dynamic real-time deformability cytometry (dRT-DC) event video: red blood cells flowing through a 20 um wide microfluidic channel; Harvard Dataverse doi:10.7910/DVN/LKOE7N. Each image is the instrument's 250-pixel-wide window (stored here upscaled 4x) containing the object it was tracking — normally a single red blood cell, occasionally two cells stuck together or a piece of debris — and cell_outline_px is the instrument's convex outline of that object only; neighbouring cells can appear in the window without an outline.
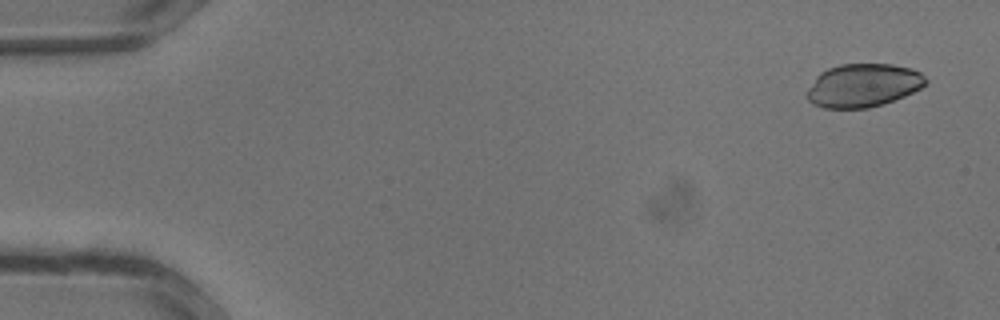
{"species": "common noctule bat (a hibernating species)", "species_latin": "Nyctalus noctula", "temperature_condition": "warm", "stored_images_in_passage": 34, "camera_frame_rate_fps": 3000, "um_per_image_px": 0.085, "animal": {"sex": "male", "body_mass_g": 13.3}, "frame": {"image": 1, "passage_image": 2, "time_ms": 0.333, "image_size_px": [1000, 320], "cell_outline_px": [[928, 80], [920, 88], [904, 96], [884, 104], [868, 108], [824, 108], [812, 104], [804, 96], [804, 92], [816, 76], [820, 72], [828, 68], [840, 64], [892, 64], [908, 68], [920, 72]], "centroid_in_image_um": [73.3, 7.27], "position_along_channel_um": 11.7, "area_um2": 30.17}}
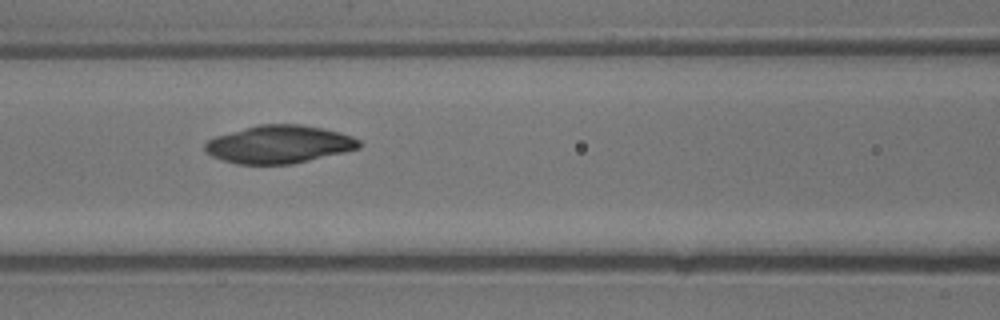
{"frame": {"image": 2, "passage_image": 15, "time_ms": 4.667, "image_size_px": [1000, 320], "cell_outline_px": [[360, 148], [344, 152], [292, 164], [236, 164], [212, 156], [204, 152], [204, 144], [208, 140], [216, 136], [260, 124], [300, 124], [340, 132], [352, 136], [360, 140]], "centroid_in_image_um": [23.71, 12.27], "position_along_channel_um": 142.9, "area_um2": 33.87}}
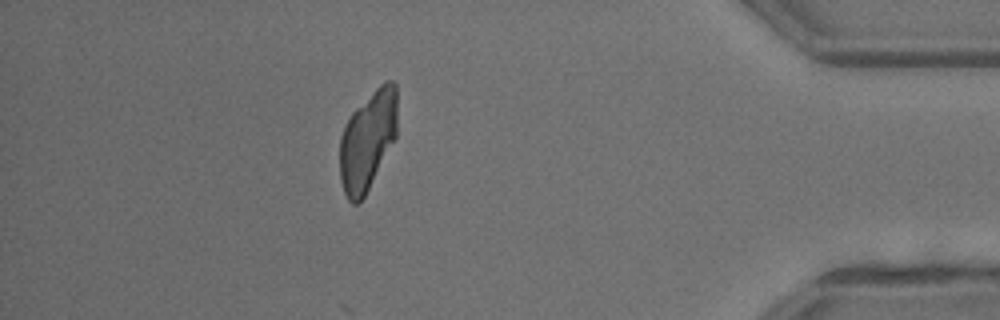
{"frame": {"image": 3, "passage_image": 30, "time_ms": 9.667, "image_size_px": [1000, 320], "cell_outline_px": [[396, 136], [364, 196], [356, 204], [352, 204], [348, 200], [344, 192], [340, 180], [340, 136], [344, 124], [352, 112], [384, 80], [392, 80], [396, 84]], "centroid_in_image_um": [31.23, 11.91], "position_along_channel_um": 404.0, "area_um2": 32.95}}